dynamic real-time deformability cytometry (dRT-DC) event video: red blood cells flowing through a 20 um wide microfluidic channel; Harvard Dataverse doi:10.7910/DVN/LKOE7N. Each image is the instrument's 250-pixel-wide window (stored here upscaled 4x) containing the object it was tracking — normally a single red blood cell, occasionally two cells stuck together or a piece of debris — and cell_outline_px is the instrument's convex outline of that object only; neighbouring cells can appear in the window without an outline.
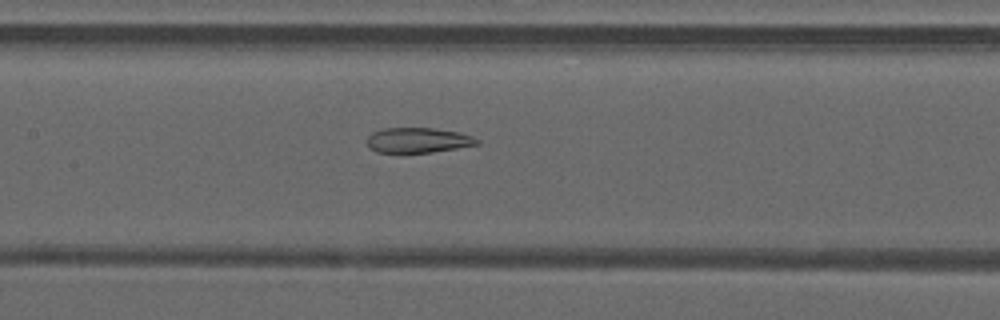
{"species": "common noctule bat (a hibernating species)", "species_latin": "Nyctalus noctula", "temperature_condition": "warm", "stored_images_in_passage": 34, "camera_frame_rate_fps": 3000, "um_per_image_px": 0.085, "animal": {"sex": "male", "forearm_length_mm": 52.5}, "frame": {"image": 1, "passage_image": 17, "time_ms": 5.333, "image_size_px": [1000, 320], "cell_outline_px": [[480, 144], [432, 152], [376, 152], [368, 148], [368, 136], [372, 132], [384, 128], [432, 128], [460, 132], [472, 136], [480, 140]], "centroid_in_image_um": [35.54, 11.91], "position_along_channel_um": 171.9, "area_um2": 16.07}}
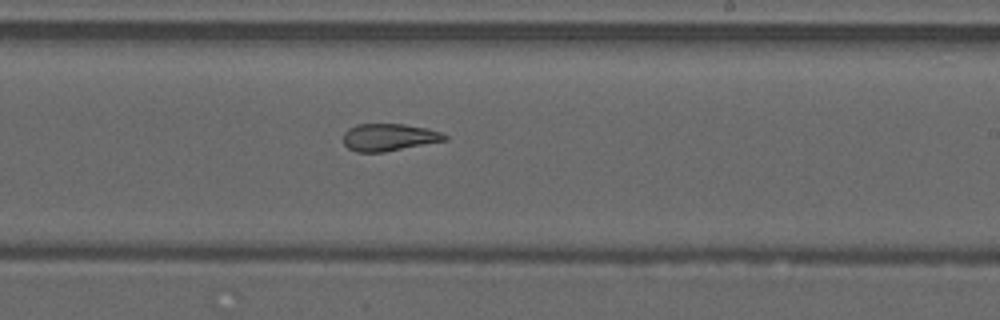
{"frame": {"image": 2, "passage_image": 23, "time_ms": 7.333, "image_size_px": [1000, 320], "cell_outline_px": [[448, 140], [384, 152], [356, 152], [348, 148], [344, 144], [344, 132], [348, 128], [356, 124], [404, 124], [424, 128], [440, 132], [448, 136]], "centroid_in_image_um": [33.04, 11.67], "position_along_channel_um": 256.0, "area_um2": 16.13}}
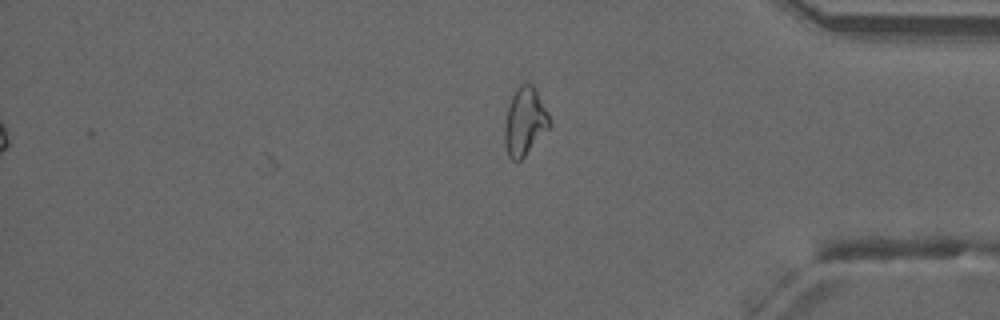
{"frame": {"image": 3, "passage_image": 34, "time_ms": 11.0, "image_size_px": [1000, 320], "cell_outline_px": [[552, 124], [524, 156], [516, 164], [508, 156], [504, 144], [504, 124], [508, 104], [516, 88], [524, 80], [532, 84], [536, 88]], "centroid_in_image_um": [44.57, 10.31], "position_along_channel_um": 390.6, "area_um2": 17.98}, "authors_computed_cell_mechanics": {"area_um2": 17.5134, "velocity_mm_per_s": 4.221, "shape_relaxation_time_tau1_ms": null, "shape_relaxation_time_tau2_ms": 2.1889, "deformation_change_tau1": null, "deformation_change_tau2": 0.1073}}